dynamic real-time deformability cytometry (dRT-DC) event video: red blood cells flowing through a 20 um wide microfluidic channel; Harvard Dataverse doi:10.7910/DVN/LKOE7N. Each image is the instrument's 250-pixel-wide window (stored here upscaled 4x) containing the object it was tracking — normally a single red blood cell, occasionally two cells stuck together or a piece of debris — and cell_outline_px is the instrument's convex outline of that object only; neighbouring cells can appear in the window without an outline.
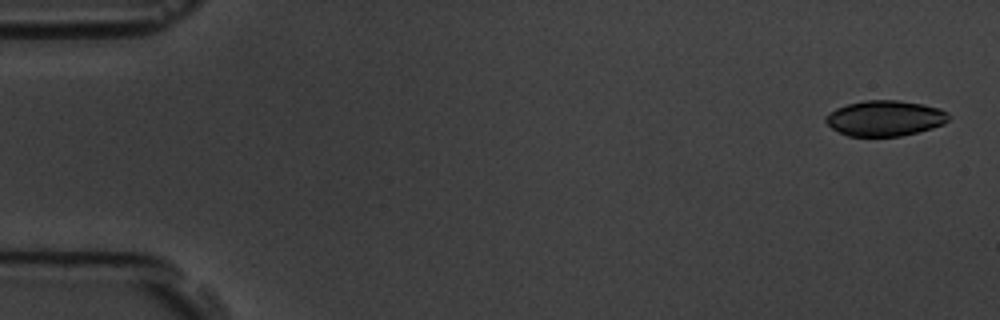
{"species": "common noctule bat (a hibernating species)", "species_latin": "Nyctalus noctula", "temperature_condition": "room temperature", "stored_images_in_passage": 6, "camera_frame_rate_fps": 3000, "um_per_image_px": 0.085, "animal": {"sex": "male", "body_mass_g": 19.5, "forearm_length_mm": 54.6}, "frame": {"image": 1, "passage_image": 1, "time_ms": 0.0, "image_size_px": [1000, 320], "cell_outline_px": [[948, 120], [944, 124], [932, 128], [900, 136], [848, 136], [832, 128], [824, 120], [824, 116], [836, 108], [848, 104], [864, 100], [900, 100], [940, 108], [948, 112]], "centroid_in_image_um": [75.21, 10.04], "position_along_channel_um": 9.8, "area_um2": 25.37}}
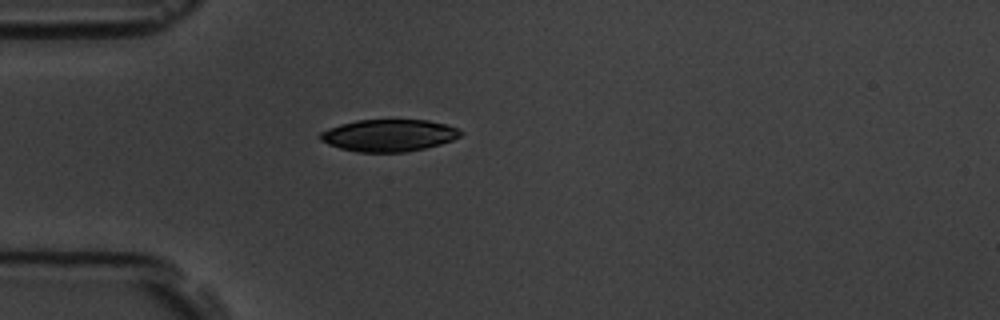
{"frame": {"image": 2, "passage_image": 5, "time_ms": 4.667, "image_size_px": [1000, 320], "cell_outline_px": [[464, 132], [460, 136], [452, 140], [440, 144], [424, 148], [404, 152], [356, 152], [340, 148], [328, 144], [320, 140], [316, 136], [320, 132], [328, 128], [340, 124], [356, 120], [428, 120], [448, 124]], "centroid_in_image_um": [33.02, 11.5], "position_along_channel_um": 52.0, "area_um2": 26.36}}